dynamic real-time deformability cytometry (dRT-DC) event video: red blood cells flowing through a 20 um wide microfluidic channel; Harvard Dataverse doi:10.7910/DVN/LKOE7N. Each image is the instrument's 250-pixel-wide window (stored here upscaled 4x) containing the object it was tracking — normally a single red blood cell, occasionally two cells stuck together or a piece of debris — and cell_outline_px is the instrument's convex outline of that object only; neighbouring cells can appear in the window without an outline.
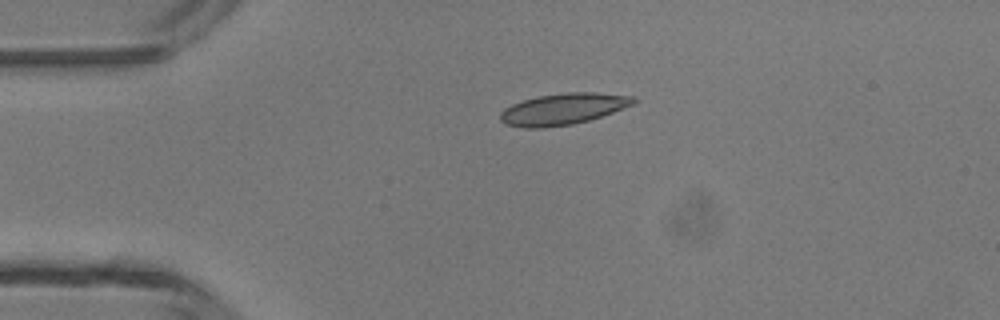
{"species": "common noctule bat (a hibernating species)", "species_latin": "Nyctalus noctula", "temperature_condition": "room temperature", "stored_images_in_passage": 3, "camera_frame_rate_fps": 3000, "um_per_image_px": 0.085, "animal": {"sex": "male", "body_mass_g": 13.3}, "frame": {"image": 1, "passage_image": 1, "time_ms": 0.0, "image_size_px": [1000, 320], "cell_outline_px": [[636, 104], [588, 120], [572, 124], [544, 128], [524, 128], [504, 124], [500, 120], [500, 112], [504, 108], [512, 104], [536, 96], [568, 92], [596, 92], [636, 96]], "centroid_in_image_um": [47.86, 9.26], "position_along_channel_um": 37.1, "area_um2": 24.51}}
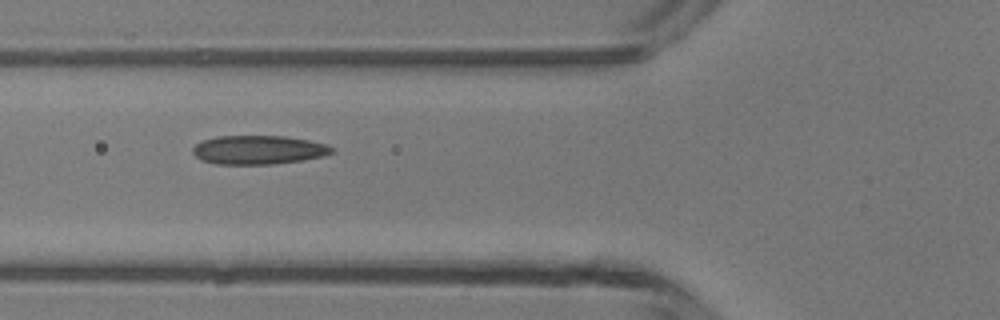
{"frame": {"image": 2, "passage_image": 3, "time_ms": 2.333, "image_size_px": [1000, 320], "cell_outline_px": [[332, 152], [324, 156], [300, 160], [272, 164], [216, 164], [200, 160], [192, 152], [192, 148], [196, 144], [204, 140], [216, 136], [284, 136], [308, 140], [324, 144], [332, 148]], "centroid_in_image_um": [21.91, 12.74], "position_along_channel_um": 103.9, "area_um2": 23.18}}